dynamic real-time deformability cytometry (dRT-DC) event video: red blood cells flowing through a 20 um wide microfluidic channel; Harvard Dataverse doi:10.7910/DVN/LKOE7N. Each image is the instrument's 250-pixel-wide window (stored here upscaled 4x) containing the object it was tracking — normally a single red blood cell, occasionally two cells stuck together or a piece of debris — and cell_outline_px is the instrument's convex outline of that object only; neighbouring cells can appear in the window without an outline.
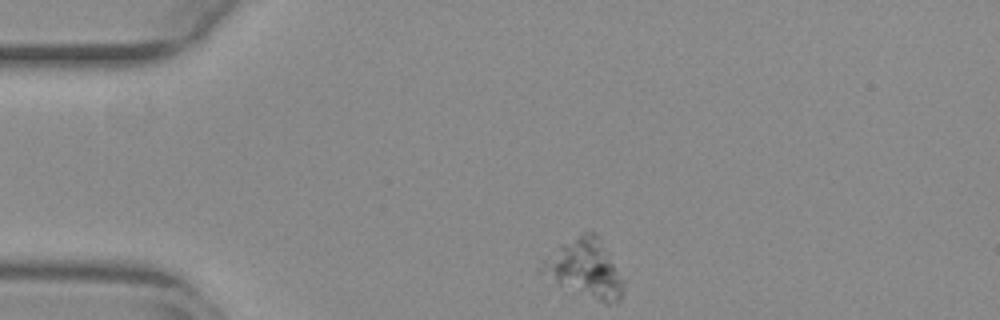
{"species": "common noctule bat (a hibernating species)", "species_latin": "Nyctalus noctula", "temperature_condition": "warm", "stored_images_in_passage": 44, "camera_frame_rate_fps": 3000, "um_per_image_px": 0.085, "animal": {"sex": "female", "body_mass_g": 29.2, "forearm_length_mm": 56.3}, "frame": {"image": 1, "passage_image": 1, "time_ms": 0.0, "image_size_px": [1000, 320], "cell_outline_px": [[628, 280], [624, 296], [616, 304], [604, 304], [576, 292], [536, 272], [536, 268], [560, 244], [580, 232], [596, 232]], "centroid_in_image_um": [49.82, 22.84], "position_along_channel_um": 35.2, "area_um2": 29.02}}
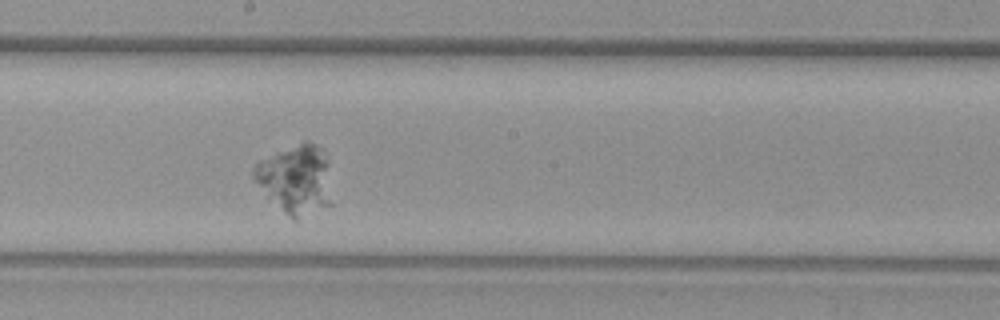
{"frame": {"image": 2, "passage_image": 20, "time_ms": 6.333, "image_size_px": [1000, 320], "cell_outline_px": [[332, 204], [296, 220], [292, 220], [268, 196], [252, 176], [252, 172], [256, 164], [260, 160], [276, 152], [304, 140], [316, 144], [320, 148], [324, 160]], "centroid_in_image_um": [25.1, 15.25], "position_along_channel_um": 223.1, "area_um2": 30.46}}
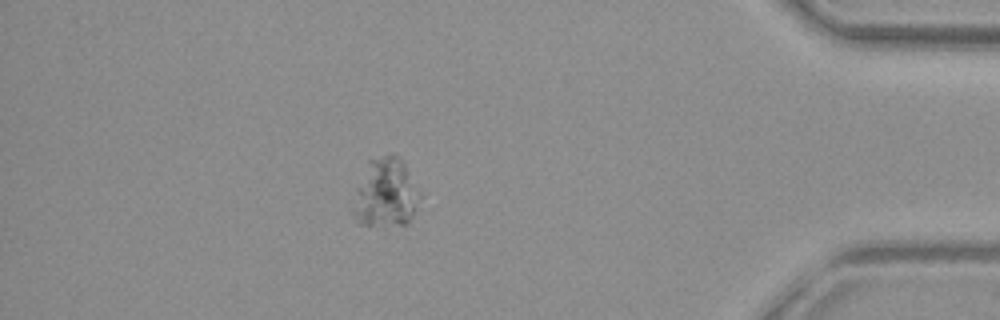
{"frame": {"image": 3, "passage_image": 38, "time_ms": 12.333, "image_size_px": [1000, 320], "cell_outline_px": [[420, 196], [416, 208], [408, 224], [384, 232], [360, 224], [352, 216], [352, 212], [356, 188], [368, 160], [384, 156], [396, 156], [404, 160], [420, 192]], "centroid_in_image_um": [32.77, 16.54], "position_along_channel_um": 402.4, "area_um2": 27.98}}